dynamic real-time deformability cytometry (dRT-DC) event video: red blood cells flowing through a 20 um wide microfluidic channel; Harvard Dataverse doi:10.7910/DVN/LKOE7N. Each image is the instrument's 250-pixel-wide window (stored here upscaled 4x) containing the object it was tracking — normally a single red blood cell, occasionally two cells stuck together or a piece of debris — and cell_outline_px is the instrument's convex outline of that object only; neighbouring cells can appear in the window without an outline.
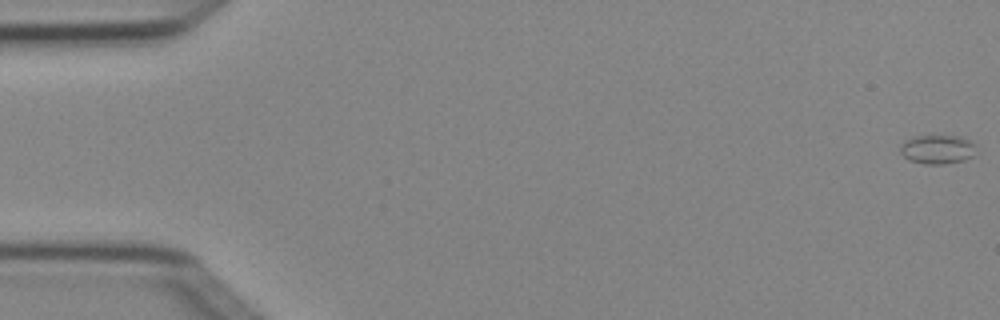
{"species": "Egyptian fruit bat (a non-hibernating species)", "species_latin": "Rousettus aegyptiacus", "temperature_condition": "cold", "stored_images_in_passage": 5, "camera_frame_rate_fps": 3000, "um_per_image_px": 0.085, "animal": {"sex": "female"}, "frame": {"image": 1, "passage_image": 1, "time_ms": 0.0, "image_size_px": [1000, 320], "cell_outline_px": [[976, 156], [964, 160], [944, 164], [924, 164], [908, 160], [900, 152], [900, 144], [904, 140], [916, 136], [960, 136], [976, 144]], "centroid_in_image_um": [79.7, 12.7], "position_along_channel_um": 5.3, "area_um2": 13.06}}
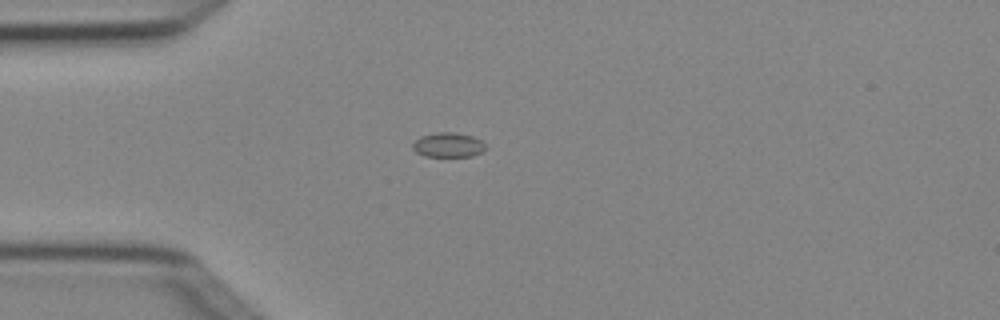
{"frame": {"image": 2, "passage_image": 5, "time_ms": 1.333, "image_size_px": [1000, 320], "cell_outline_px": [[488, 148], [472, 156], [424, 156], [416, 152], [412, 148], [412, 144], [420, 136], [436, 132], [452, 132], [472, 136], [480, 140]], "centroid_in_image_um": [38.08, 12.31], "position_along_channel_um": 46.9, "area_um2": 10.4}}